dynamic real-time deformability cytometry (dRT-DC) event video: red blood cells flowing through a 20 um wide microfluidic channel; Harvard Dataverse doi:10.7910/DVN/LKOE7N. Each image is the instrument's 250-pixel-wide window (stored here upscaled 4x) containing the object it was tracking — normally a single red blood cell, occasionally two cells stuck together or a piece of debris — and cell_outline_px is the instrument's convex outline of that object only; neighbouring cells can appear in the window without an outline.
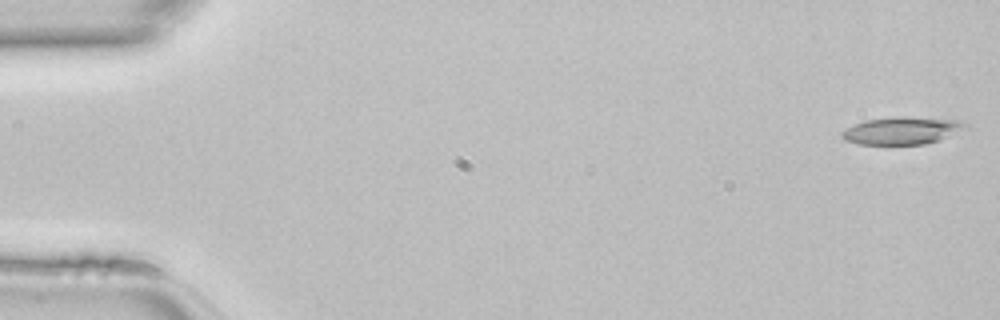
{"species": "common noctule bat (a hibernating species)", "species_latin": "Nyctalus noctula", "temperature_condition": "room temperature", "stored_images_in_passage": 46, "camera_frame_rate_fps": 3000, "um_per_image_px": 0.085, "animal": {"sex": "female", "body_mass_g": 22.7, "forearm_length_mm": 54.2}, "frame": {"image": 1, "passage_image": 1, "time_ms": 0.0, "image_size_px": [1000, 320], "cell_outline_px": [[968, 128], [936, 140], [924, 144], [860, 144], [844, 140], [840, 136], [840, 132], [864, 120], [896, 116], [904, 116], [960, 120], [968, 124]], "centroid_in_image_um": [76.65, 11.08], "position_along_channel_um": 8.3, "area_um2": 19.65}}
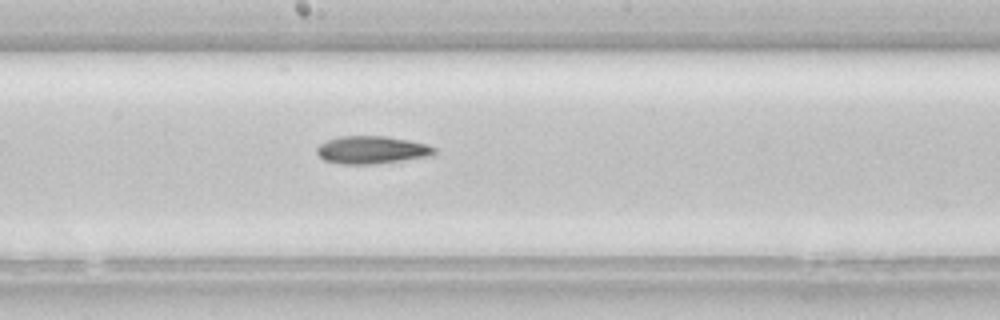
{"frame": {"image": 2, "passage_image": 25, "time_ms": 8.0, "image_size_px": [1000, 320], "cell_outline_px": [[436, 152], [432, 156], [376, 164], [340, 164], [324, 160], [316, 152], [316, 148], [320, 144], [328, 140], [340, 136], [388, 136], [428, 144], [436, 148]], "centroid_in_image_um": [31.63, 12.74], "position_along_channel_um": 216.6, "area_um2": 19.13}}
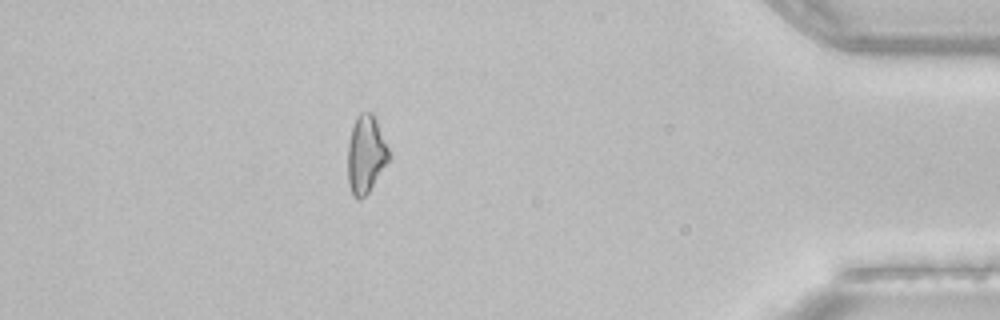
{"frame": {"image": 3, "passage_image": 41, "time_ms": 13.333, "image_size_px": [1000, 320], "cell_outline_px": [[392, 156], [368, 192], [360, 200], [356, 200], [352, 196], [348, 184], [348, 144], [352, 128], [356, 116], [360, 112], [372, 112], [376, 120]], "centroid_in_image_um": [31.09, 13.14], "position_along_channel_um": 404.1, "area_um2": 18.73}}